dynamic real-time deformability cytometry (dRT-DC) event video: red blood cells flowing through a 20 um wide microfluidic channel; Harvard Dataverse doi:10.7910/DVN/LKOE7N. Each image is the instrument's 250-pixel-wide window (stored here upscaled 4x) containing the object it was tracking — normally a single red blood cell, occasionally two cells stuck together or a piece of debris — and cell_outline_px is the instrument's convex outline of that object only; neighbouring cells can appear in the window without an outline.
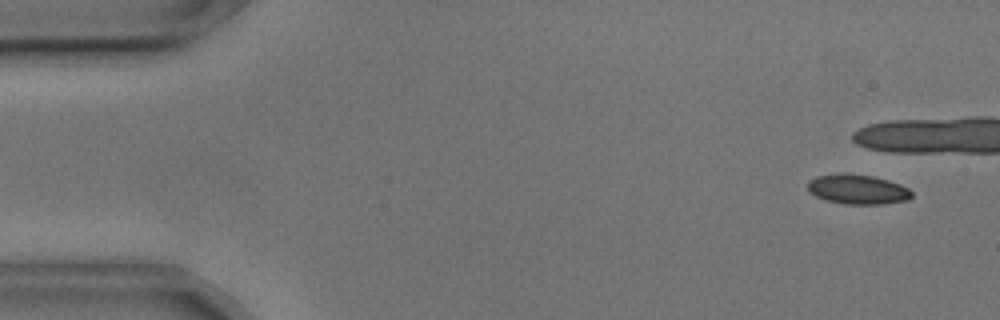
{"species": "common noctule bat (a hibernating species)", "species_latin": "Nyctalus noctula", "temperature_condition": "cold", "stored_images_in_passage": 7, "camera_frame_rate_fps": 3000, "um_per_image_px": 0.085, "animal": {"sex": "male", "body_mass_g": 17.9, "forearm_length_mm": 54.2}, "frame": {"image": 1, "passage_image": 1, "time_ms": 0.0, "image_size_px": [1000, 320], "cell_outline_px": [[912, 196], [908, 200], [884, 204], [844, 204], [828, 200], [816, 196], [808, 192], [808, 180], [816, 176], [840, 172], [844, 172], [872, 176], [888, 180], [900, 184], [908, 188], [912, 192]], "centroid_in_image_um": [72.88, 16.08], "position_along_channel_um": 12.1, "area_um2": 18.21}}